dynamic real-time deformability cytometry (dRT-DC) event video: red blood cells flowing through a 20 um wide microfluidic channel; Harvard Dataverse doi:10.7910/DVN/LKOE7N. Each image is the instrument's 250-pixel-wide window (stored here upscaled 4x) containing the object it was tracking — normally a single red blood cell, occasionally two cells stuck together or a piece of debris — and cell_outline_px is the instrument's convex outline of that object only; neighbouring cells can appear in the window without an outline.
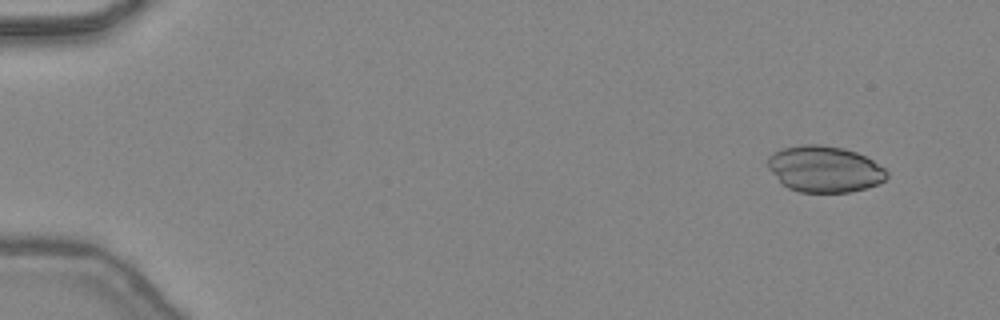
{"species": "common noctule bat (a hibernating species)", "species_latin": "Nyctalus noctula", "temperature_condition": "warm", "stored_images_in_passage": 44, "camera_frame_rate_fps": 3000, "um_per_image_px": 0.085, "animal": {"sex": "female", "body_mass_g": 24.6, "forearm_length_mm": 56.2}, "frame": {"image": 1, "passage_image": 1, "time_ms": 0.0, "image_size_px": [1000, 320], "cell_outline_px": [[888, 176], [880, 184], [848, 192], [800, 192], [788, 188], [768, 168], [768, 156], [772, 152], [784, 148], [804, 144], [820, 144], [844, 148], [856, 152], [872, 160], [884, 168], [888, 172]], "centroid_in_image_um": [70.09, 14.36], "position_along_channel_um": 14.9, "area_um2": 31.96}}